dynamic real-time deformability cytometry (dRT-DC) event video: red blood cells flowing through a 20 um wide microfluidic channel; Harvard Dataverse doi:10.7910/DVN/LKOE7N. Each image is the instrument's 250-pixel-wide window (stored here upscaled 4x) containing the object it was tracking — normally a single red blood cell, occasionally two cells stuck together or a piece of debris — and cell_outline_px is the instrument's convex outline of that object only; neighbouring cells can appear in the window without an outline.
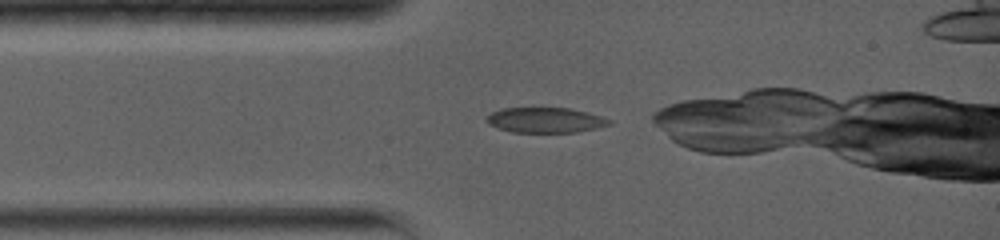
{"species": "common noctule bat (a hibernating species)", "species_latin": "Nyctalus noctula", "temperature_condition": "warm", "stored_images_in_passage": 30, "camera_frame_rate_fps": 5000, "um_per_image_px": 0.085, "animal": {"sex": "female", "body_mass_g": 19.0, "forearm_length_mm": 56.7}, "frame": {"image": 1, "passage_image": 1, "time_ms": 0.0, "image_size_px": [1000, 240], "cell_outline_px": [[612, 124], [596, 128], [576, 132], [512, 132], [496, 128], [488, 124], [484, 120], [492, 112], [500, 108], [568, 108], [588, 112], [612, 120]], "centroid_in_image_um": [46.33, 10.21], "position_along_channel_um": 38.7, "area_um2": 18.09}}
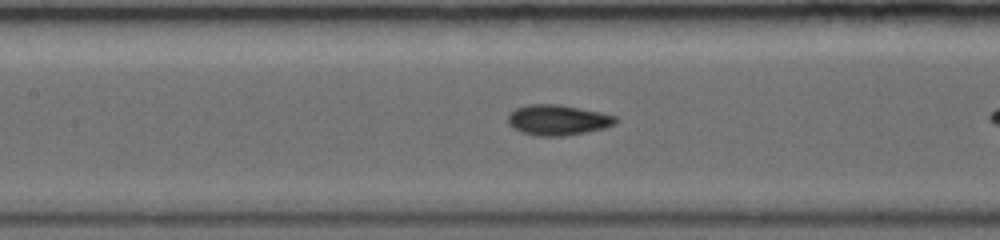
{"frame": {"image": 2, "passage_image": 13, "time_ms": 3.2, "image_size_px": [1000, 240], "cell_outline_px": [[620, 120], [616, 124], [604, 128], [564, 136], [536, 136], [512, 128], [508, 124], [508, 116], [516, 108], [528, 104], [560, 104], [600, 112], [616, 116]], "centroid_in_image_um": [47.43, 10.19], "position_along_channel_um": 160.0, "area_um2": 19.13}}
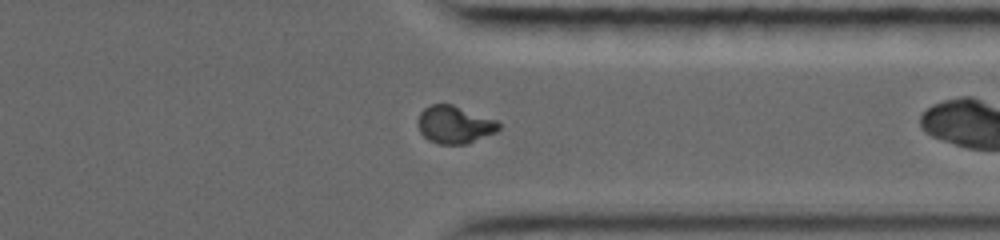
{"frame": {"image": 3, "passage_image": 25, "time_ms": 8.6, "image_size_px": [1000, 240], "cell_outline_px": [[500, 128], [496, 132], [468, 144], [436, 144], [428, 140], [420, 132], [416, 120], [420, 112], [424, 108], [432, 104], [452, 104], [496, 120], [500, 124]], "centroid_in_image_um": [38.61, 10.6], "position_along_channel_um": 372.8, "area_um2": 17.86}}